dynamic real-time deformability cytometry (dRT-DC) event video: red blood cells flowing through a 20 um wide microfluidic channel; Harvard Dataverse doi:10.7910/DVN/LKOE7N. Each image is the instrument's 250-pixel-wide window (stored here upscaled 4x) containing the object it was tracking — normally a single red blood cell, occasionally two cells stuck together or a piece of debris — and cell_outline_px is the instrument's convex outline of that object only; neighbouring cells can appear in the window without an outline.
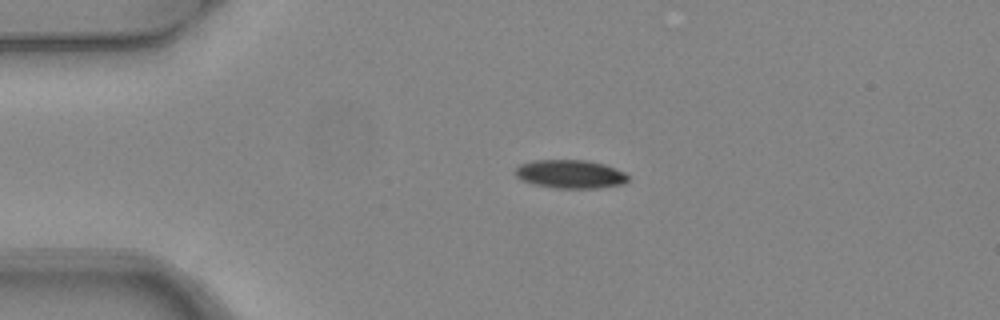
{"species": "common noctule bat (a hibernating species)", "species_latin": "Nyctalus noctula", "temperature_condition": "warm", "stored_images_in_passage": 4, "camera_frame_rate_fps": 3000, "um_per_image_px": 0.085, "animal": {"sex": "female", "body_mass_g": 24.6, "forearm_length_mm": 56.2}, "frame": {"image": 1, "passage_image": 3, "time_ms": 0.667, "image_size_px": [1000, 320], "cell_outline_px": [[628, 180], [624, 184], [600, 188], [556, 188], [532, 184], [516, 176], [516, 168], [520, 164], [532, 160], [588, 160], [604, 164], [616, 168], [624, 172], [628, 176]], "centroid_in_image_um": [48.5, 14.79], "position_along_channel_um": 36.5, "area_um2": 18.79}}